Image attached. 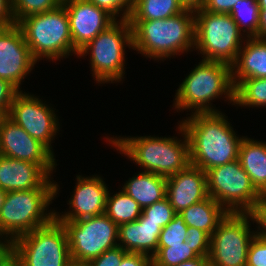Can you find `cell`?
I'll return each mask as SVG.
<instances>
[{
	"label": "cell",
	"instance_id": "48",
	"mask_svg": "<svg viewBox=\"0 0 266 266\" xmlns=\"http://www.w3.org/2000/svg\"><path fill=\"white\" fill-rule=\"evenodd\" d=\"M259 9H266V0H257Z\"/></svg>",
	"mask_w": 266,
	"mask_h": 266
},
{
	"label": "cell",
	"instance_id": "6",
	"mask_svg": "<svg viewBox=\"0 0 266 266\" xmlns=\"http://www.w3.org/2000/svg\"><path fill=\"white\" fill-rule=\"evenodd\" d=\"M18 25L36 61L42 57L59 60L69 53L78 55L73 47L69 17L63 4L56 9L27 16Z\"/></svg>",
	"mask_w": 266,
	"mask_h": 266
},
{
	"label": "cell",
	"instance_id": "36",
	"mask_svg": "<svg viewBox=\"0 0 266 266\" xmlns=\"http://www.w3.org/2000/svg\"><path fill=\"white\" fill-rule=\"evenodd\" d=\"M127 253L120 246H117L90 260L89 264L90 266H119Z\"/></svg>",
	"mask_w": 266,
	"mask_h": 266
},
{
	"label": "cell",
	"instance_id": "3",
	"mask_svg": "<svg viewBox=\"0 0 266 266\" xmlns=\"http://www.w3.org/2000/svg\"><path fill=\"white\" fill-rule=\"evenodd\" d=\"M58 185L50 178L39 188L25 191H8L0 211V237L5 235L6 245L16 238L50 223L55 212L47 211L57 195Z\"/></svg>",
	"mask_w": 266,
	"mask_h": 266
},
{
	"label": "cell",
	"instance_id": "11",
	"mask_svg": "<svg viewBox=\"0 0 266 266\" xmlns=\"http://www.w3.org/2000/svg\"><path fill=\"white\" fill-rule=\"evenodd\" d=\"M59 222L66 230L72 260L89 262L118 246L119 226L105 213Z\"/></svg>",
	"mask_w": 266,
	"mask_h": 266
},
{
	"label": "cell",
	"instance_id": "15",
	"mask_svg": "<svg viewBox=\"0 0 266 266\" xmlns=\"http://www.w3.org/2000/svg\"><path fill=\"white\" fill-rule=\"evenodd\" d=\"M18 24L0 27V79L20 91V84L36 64Z\"/></svg>",
	"mask_w": 266,
	"mask_h": 266
},
{
	"label": "cell",
	"instance_id": "24",
	"mask_svg": "<svg viewBox=\"0 0 266 266\" xmlns=\"http://www.w3.org/2000/svg\"><path fill=\"white\" fill-rule=\"evenodd\" d=\"M227 213L218 202L208 196L206 199L192 204L179 214L188 227L201 229L211 236Z\"/></svg>",
	"mask_w": 266,
	"mask_h": 266
},
{
	"label": "cell",
	"instance_id": "17",
	"mask_svg": "<svg viewBox=\"0 0 266 266\" xmlns=\"http://www.w3.org/2000/svg\"><path fill=\"white\" fill-rule=\"evenodd\" d=\"M77 186L70 198L69 208L72 211L59 215L55 211V218L58 221H76L78 219L102 215L105 213L108 187L99 176L81 177L77 176Z\"/></svg>",
	"mask_w": 266,
	"mask_h": 266
},
{
	"label": "cell",
	"instance_id": "34",
	"mask_svg": "<svg viewBox=\"0 0 266 266\" xmlns=\"http://www.w3.org/2000/svg\"><path fill=\"white\" fill-rule=\"evenodd\" d=\"M185 242L200 257H208L210 252V236L201 229L188 227Z\"/></svg>",
	"mask_w": 266,
	"mask_h": 266
},
{
	"label": "cell",
	"instance_id": "19",
	"mask_svg": "<svg viewBox=\"0 0 266 266\" xmlns=\"http://www.w3.org/2000/svg\"><path fill=\"white\" fill-rule=\"evenodd\" d=\"M49 178L39 165L0 155V188L4 191L36 189Z\"/></svg>",
	"mask_w": 266,
	"mask_h": 266
},
{
	"label": "cell",
	"instance_id": "4",
	"mask_svg": "<svg viewBox=\"0 0 266 266\" xmlns=\"http://www.w3.org/2000/svg\"><path fill=\"white\" fill-rule=\"evenodd\" d=\"M179 132L184 141L166 137L108 138L117 151L135 161L144 172H151L168 178L184 170L190 164L188 138L181 124ZM113 139V140H112ZM181 141V142H180Z\"/></svg>",
	"mask_w": 266,
	"mask_h": 266
},
{
	"label": "cell",
	"instance_id": "46",
	"mask_svg": "<svg viewBox=\"0 0 266 266\" xmlns=\"http://www.w3.org/2000/svg\"><path fill=\"white\" fill-rule=\"evenodd\" d=\"M66 266H90L89 262L70 260Z\"/></svg>",
	"mask_w": 266,
	"mask_h": 266
},
{
	"label": "cell",
	"instance_id": "13",
	"mask_svg": "<svg viewBox=\"0 0 266 266\" xmlns=\"http://www.w3.org/2000/svg\"><path fill=\"white\" fill-rule=\"evenodd\" d=\"M7 117L52 152L51 140L56 135L59 123L54 110L48 108L41 99L19 91L13 99Z\"/></svg>",
	"mask_w": 266,
	"mask_h": 266
},
{
	"label": "cell",
	"instance_id": "10",
	"mask_svg": "<svg viewBox=\"0 0 266 266\" xmlns=\"http://www.w3.org/2000/svg\"><path fill=\"white\" fill-rule=\"evenodd\" d=\"M9 246L23 266H66L71 260L66 230L56 218L16 238Z\"/></svg>",
	"mask_w": 266,
	"mask_h": 266
},
{
	"label": "cell",
	"instance_id": "20",
	"mask_svg": "<svg viewBox=\"0 0 266 266\" xmlns=\"http://www.w3.org/2000/svg\"><path fill=\"white\" fill-rule=\"evenodd\" d=\"M162 229L159 224L153 222L132 221L121 224L119 225L118 242L120 243L118 246L126 252L140 253L152 258L157 252Z\"/></svg>",
	"mask_w": 266,
	"mask_h": 266
},
{
	"label": "cell",
	"instance_id": "16",
	"mask_svg": "<svg viewBox=\"0 0 266 266\" xmlns=\"http://www.w3.org/2000/svg\"><path fill=\"white\" fill-rule=\"evenodd\" d=\"M62 4L69 17L73 47L78 53L116 21L105 10L88 0H66Z\"/></svg>",
	"mask_w": 266,
	"mask_h": 266
},
{
	"label": "cell",
	"instance_id": "8",
	"mask_svg": "<svg viewBox=\"0 0 266 266\" xmlns=\"http://www.w3.org/2000/svg\"><path fill=\"white\" fill-rule=\"evenodd\" d=\"M124 45L133 46L132 27L129 20H116L84 46L78 56L90 52L91 71L99 83L119 82L125 72Z\"/></svg>",
	"mask_w": 266,
	"mask_h": 266
},
{
	"label": "cell",
	"instance_id": "2",
	"mask_svg": "<svg viewBox=\"0 0 266 266\" xmlns=\"http://www.w3.org/2000/svg\"><path fill=\"white\" fill-rule=\"evenodd\" d=\"M134 50L152 59H164L194 47L195 13L193 8L170 18L130 21Z\"/></svg>",
	"mask_w": 266,
	"mask_h": 266
},
{
	"label": "cell",
	"instance_id": "30",
	"mask_svg": "<svg viewBox=\"0 0 266 266\" xmlns=\"http://www.w3.org/2000/svg\"><path fill=\"white\" fill-rule=\"evenodd\" d=\"M59 0H11L13 18L18 24L23 18L56 9Z\"/></svg>",
	"mask_w": 266,
	"mask_h": 266
},
{
	"label": "cell",
	"instance_id": "39",
	"mask_svg": "<svg viewBox=\"0 0 266 266\" xmlns=\"http://www.w3.org/2000/svg\"><path fill=\"white\" fill-rule=\"evenodd\" d=\"M239 2L240 0H204L200 7L211 13L229 14Z\"/></svg>",
	"mask_w": 266,
	"mask_h": 266
},
{
	"label": "cell",
	"instance_id": "27",
	"mask_svg": "<svg viewBox=\"0 0 266 266\" xmlns=\"http://www.w3.org/2000/svg\"><path fill=\"white\" fill-rule=\"evenodd\" d=\"M235 104L266 107V78L243 79L235 87Z\"/></svg>",
	"mask_w": 266,
	"mask_h": 266
},
{
	"label": "cell",
	"instance_id": "18",
	"mask_svg": "<svg viewBox=\"0 0 266 266\" xmlns=\"http://www.w3.org/2000/svg\"><path fill=\"white\" fill-rule=\"evenodd\" d=\"M166 185V197L176 213L208 197L206 172L191 164L166 178Z\"/></svg>",
	"mask_w": 266,
	"mask_h": 266
},
{
	"label": "cell",
	"instance_id": "37",
	"mask_svg": "<svg viewBox=\"0 0 266 266\" xmlns=\"http://www.w3.org/2000/svg\"><path fill=\"white\" fill-rule=\"evenodd\" d=\"M18 92L8 81L0 79V117L7 116L13 99Z\"/></svg>",
	"mask_w": 266,
	"mask_h": 266
},
{
	"label": "cell",
	"instance_id": "5",
	"mask_svg": "<svg viewBox=\"0 0 266 266\" xmlns=\"http://www.w3.org/2000/svg\"><path fill=\"white\" fill-rule=\"evenodd\" d=\"M223 94L235 105L231 65L203 59L177 89L175 109L194 108V114L221 112L211 108L212 105L209 103Z\"/></svg>",
	"mask_w": 266,
	"mask_h": 266
},
{
	"label": "cell",
	"instance_id": "26",
	"mask_svg": "<svg viewBox=\"0 0 266 266\" xmlns=\"http://www.w3.org/2000/svg\"><path fill=\"white\" fill-rule=\"evenodd\" d=\"M141 206L123 190L112 197L108 192L105 214L118 226L124 223L137 221L141 216Z\"/></svg>",
	"mask_w": 266,
	"mask_h": 266
},
{
	"label": "cell",
	"instance_id": "28",
	"mask_svg": "<svg viewBox=\"0 0 266 266\" xmlns=\"http://www.w3.org/2000/svg\"><path fill=\"white\" fill-rule=\"evenodd\" d=\"M259 11L257 0H240L238 4L233 6L229 14L238 25L240 32L245 33L247 31V38H257Z\"/></svg>",
	"mask_w": 266,
	"mask_h": 266
},
{
	"label": "cell",
	"instance_id": "25",
	"mask_svg": "<svg viewBox=\"0 0 266 266\" xmlns=\"http://www.w3.org/2000/svg\"><path fill=\"white\" fill-rule=\"evenodd\" d=\"M186 9L180 0H134L129 21L160 20L173 17Z\"/></svg>",
	"mask_w": 266,
	"mask_h": 266
},
{
	"label": "cell",
	"instance_id": "42",
	"mask_svg": "<svg viewBox=\"0 0 266 266\" xmlns=\"http://www.w3.org/2000/svg\"><path fill=\"white\" fill-rule=\"evenodd\" d=\"M15 24L11 0H0V27H6Z\"/></svg>",
	"mask_w": 266,
	"mask_h": 266
},
{
	"label": "cell",
	"instance_id": "38",
	"mask_svg": "<svg viewBox=\"0 0 266 266\" xmlns=\"http://www.w3.org/2000/svg\"><path fill=\"white\" fill-rule=\"evenodd\" d=\"M253 218L258 225V230L255 232L258 237L266 239V195H263L261 199L255 204L253 210L250 212ZM260 227L262 229H260Z\"/></svg>",
	"mask_w": 266,
	"mask_h": 266
},
{
	"label": "cell",
	"instance_id": "21",
	"mask_svg": "<svg viewBox=\"0 0 266 266\" xmlns=\"http://www.w3.org/2000/svg\"><path fill=\"white\" fill-rule=\"evenodd\" d=\"M231 68L235 87L243 79L266 78V39L247 38Z\"/></svg>",
	"mask_w": 266,
	"mask_h": 266
},
{
	"label": "cell",
	"instance_id": "40",
	"mask_svg": "<svg viewBox=\"0 0 266 266\" xmlns=\"http://www.w3.org/2000/svg\"><path fill=\"white\" fill-rule=\"evenodd\" d=\"M119 266H152V258L144 254L128 252Z\"/></svg>",
	"mask_w": 266,
	"mask_h": 266
},
{
	"label": "cell",
	"instance_id": "12",
	"mask_svg": "<svg viewBox=\"0 0 266 266\" xmlns=\"http://www.w3.org/2000/svg\"><path fill=\"white\" fill-rule=\"evenodd\" d=\"M251 213H232L219 222L210 236V266H246L250 242L256 235L250 231Z\"/></svg>",
	"mask_w": 266,
	"mask_h": 266
},
{
	"label": "cell",
	"instance_id": "33",
	"mask_svg": "<svg viewBox=\"0 0 266 266\" xmlns=\"http://www.w3.org/2000/svg\"><path fill=\"white\" fill-rule=\"evenodd\" d=\"M88 1L93 3L95 6L99 7L100 9L105 10L115 20H117L116 15L120 13L119 11H124L120 20H129L134 6V0H88Z\"/></svg>",
	"mask_w": 266,
	"mask_h": 266
},
{
	"label": "cell",
	"instance_id": "22",
	"mask_svg": "<svg viewBox=\"0 0 266 266\" xmlns=\"http://www.w3.org/2000/svg\"><path fill=\"white\" fill-rule=\"evenodd\" d=\"M238 160L255 189L262 196L266 195V143L243 137Z\"/></svg>",
	"mask_w": 266,
	"mask_h": 266
},
{
	"label": "cell",
	"instance_id": "31",
	"mask_svg": "<svg viewBox=\"0 0 266 266\" xmlns=\"http://www.w3.org/2000/svg\"><path fill=\"white\" fill-rule=\"evenodd\" d=\"M176 214L168 198L165 197L161 201L142 208L141 216L137 221L157 223L164 228L172 221Z\"/></svg>",
	"mask_w": 266,
	"mask_h": 266
},
{
	"label": "cell",
	"instance_id": "1",
	"mask_svg": "<svg viewBox=\"0 0 266 266\" xmlns=\"http://www.w3.org/2000/svg\"><path fill=\"white\" fill-rule=\"evenodd\" d=\"M222 112L191 114L180 124L188 138L190 164L207 172L237 160L240 143Z\"/></svg>",
	"mask_w": 266,
	"mask_h": 266
},
{
	"label": "cell",
	"instance_id": "9",
	"mask_svg": "<svg viewBox=\"0 0 266 266\" xmlns=\"http://www.w3.org/2000/svg\"><path fill=\"white\" fill-rule=\"evenodd\" d=\"M206 174L208 196L227 212L250 213L262 197L238 159L211 168Z\"/></svg>",
	"mask_w": 266,
	"mask_h": 266
},
{
	"label": "cell",
	"instance_id": "29",
	"mask_svg": "<svg viewBox=\"0 0 266 266\" xmlns=\"http://www.w3.org/2000/svg\"><path fill=\"white\" fill-rule=\"evenodd\" d=\"M197 257L199 255L191 249L188 243L184 242L171 245V247L157 248V252L152 257V266H177Z\"/></svg>",
	"mask_w": 266,
	"mask_h": 266
},
{
	"label": "cell",
	"instance_id": "41",
	"mask_svg": "<svg viewBox=\"0 0 266 266\" xmlns=\"http://www.w3.org/2000/svg\"><path fill=\"white\" fill-rule=\"evenodd\" d=\"M0 266H23L21 258L6 245L0 252Z\"/></svg>",
	"mask_w": 266,
	"mask_h": 266
},
{
	"label": "cell",
	"instance_id": "44",
	"mask_svg": "<svg viewBox=\"0 0 266 266\" xmlns=\"http://www.w3.org/2000/svg\"><path fill=\"white\" fill-rule=\"evenodd\" d=\"M177 266H210L208 257H197L192 260L184 261Z\"/></svg>",
	"mask_w": 266,
	"mask_h": 266
},
{
	"label": "cell",
	"instance_id": "43",
	"mask_svg": "<svg viewBox=\"0 0 266 266\" xmlns=\"http://www.w3.org/2000/svg\"><path fill=\"white\" fill-rule=\"evenodd\" d=\"M257 38L266 39V9H260L259 11Z\"/></svg>",
	"mask_w": 266,
	"mask_h": 266
},
{
	"label": "cell",
	"instance_id": "23",
	"mask_svg": "<svg viewBox=\"0 0 266 266\" xmlns=\"http://www.w3.org/2000/svg\"><path fill=\"white\" fill-rule=\"evenodd\" d=\"M122 190L144 208L166 197V178L143 171L128 180Z\"/></svg>",
	"mask_w": 266,
	"mask_h": 266
},
{
	"label": "cell",
	"instance_id": "49",
	"mask_svg": "<svg viewBox=\"0 0 266 266\" xmlns=\"http://www.w3.org/2000/svg\"><path fill=\"white\" fill-rule=\"evenodd\" d=\"M6 246V244L4 242H0V252L2 251V249Z\"/></svg>",
	"mask_w": 266,
	"mask_h": 266
},
{
	"label": "cell",
	"instance_id": "45",
	"mask_svg": "<svg viewBox=\"0 0 266 266\" xmlns=\"http://www.w3.org/2000/svg\"><path fill=\"white\" fill-rule=\"evenodd\" d=\"M186 8H193L196 9L200 7L204 0H180Z\"/></svg>",
	"mask_w": 266,
	"mask_h": 266
},
{
	"label": "cell",
	"instance_id": "35",
	"mask_svg": "<svg viewBox=\"0 0 266 266\" xmlns=\"http://www.w3.org/2000/svg\"><path fill=\"white\" fill-rule=\"evenodd\" d=\"M246 266H266V239L254 236L248 248Z\"/></svg>",
	"mask_w": 266,
	"mask_h": 266
},
{
	"label": "cell",
	"instance_id": "14",
	"mask_svg": "<svg viewBox=\"0 0 266 266\" xmlns=\"http://www.w3.org/2000/svg\"><path fill=\"white\" fill-rule=\"evenodd\" d=\"M0 155L39 165L50 177L56 166L53 152L7 116L0 117Z\"/></svg>",
	"mask_w": 266,
	"mask_h": 266
},
{
	"label": "cell",
	"instance_id": "47",
	"mask_svg": "<svg viewBox=\"0 0 266 266\" xmlns=\"http://www.w3.org/2000/svg\"><path fill=\"white\" fill-rule=\"evenodd\" d=\"M6 194H7V191H4L3 189L0 188V211H1V208L4 204Z\"/></svg>",
	"mask_w": 266,
	"mask_h": 266
},
{
	"label": "cell",
	"instance_id": "7",
	"mask_svg": "<svg viewBox=\"0 0 266 266\" xmlns=\"http://www.w3.org/2000/svg\"><path fill=\"white\" fill-rule=\"evenodd\" d=\"M194 48L204 60L232 65L242 45L241 32L230 14L211 13L201 7L194 9Z\"/></svg>",
	"mask_w": 266,
	"mask_h": 266
},
{
	"label": "cell",
	"instance_id": "32",
	"mask_svg": "<svg viewBox=\"0 0 266 266\" xmlns=\"http://www.w3.org/2000/svg\"><path fill=\"white\" fill-rule=\"evenodd\" d=\"M187 229L188 226L184 219L177 213L172 221L162 229L157 248L183 244L187 237Z\"/></svg>",
	"mask_w": 266,
	"mask_h": 266
}]
</instances>
